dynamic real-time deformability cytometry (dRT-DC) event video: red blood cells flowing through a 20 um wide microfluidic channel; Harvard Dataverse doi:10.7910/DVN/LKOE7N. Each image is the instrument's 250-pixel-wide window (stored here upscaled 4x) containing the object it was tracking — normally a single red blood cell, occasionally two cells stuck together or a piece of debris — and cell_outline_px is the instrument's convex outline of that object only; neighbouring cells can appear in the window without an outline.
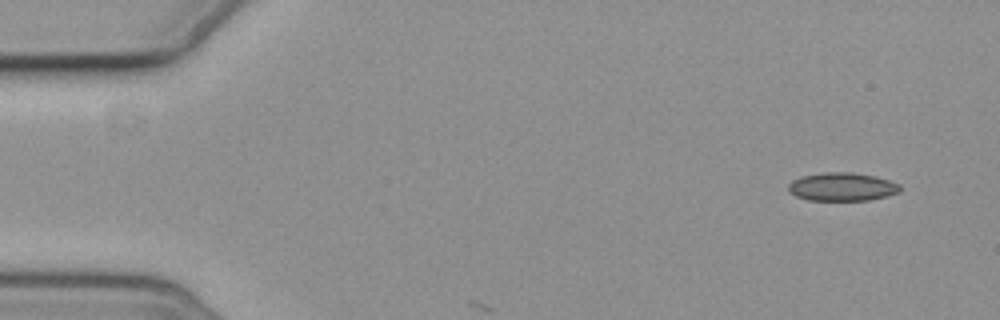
{"species": "common noctule bat (a hibernating species)", "species_latin": "Nyctalus noctula", "temperature_condition": "cold", "stored_images_in_passage": 2, "camera_frame_rate_fps": 3000, "um_per_image_px": 0.085, "animal": {"sex": "female", "body_mass_g": 19.3, "forearm_length_mm": 54.1}, "frame": {"image": 1, "passage_image": 1, "time_ms": 0.0, "image_size_px": [1000, 320], "cell_outline_px": [[900, 192], [888, 196], [868, 200], [808, 200], [796, 196], [788, 192], [788, 184], [792, 180], [800, 176], [824, 172], [852, 172], [876, 176], [900, 184]], "centroid_in_image_um": [71.56, 15.87], "position_along_channel_um": 13.4, "area_um2": 18.61}}